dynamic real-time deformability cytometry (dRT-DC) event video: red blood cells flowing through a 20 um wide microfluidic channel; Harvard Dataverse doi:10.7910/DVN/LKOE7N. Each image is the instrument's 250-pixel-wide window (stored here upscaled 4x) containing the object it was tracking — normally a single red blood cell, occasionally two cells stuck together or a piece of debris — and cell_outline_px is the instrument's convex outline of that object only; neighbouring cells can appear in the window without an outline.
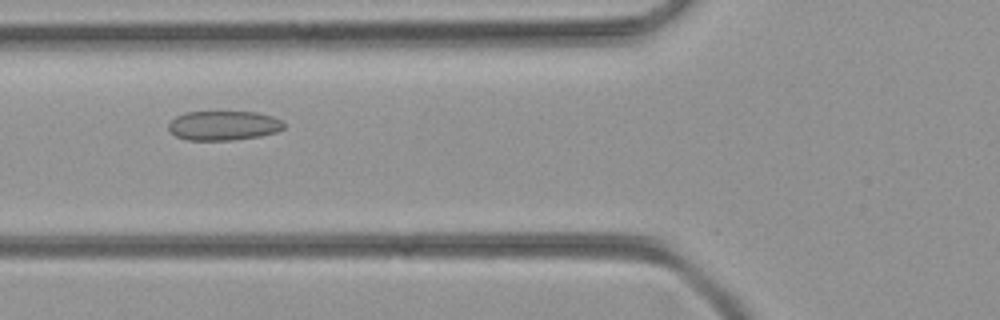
{"species": "common noctule bat (a hibernating species)", "species_latin": "Nyctalus noctula", "temperature_condition": "room temperature", "stored_images_in_passage": 34, "camera_frame_rate_fps": 3000, "um_per_image_px": 0.085, "animal": {"sex": "female", "body_mass_g": 21.9}, "frame": {"image": 1, "passage_image": 5, "time_ms": 1.333, "image_size_px": [1000, 320], "cell_outline_px": [[284, 128], [276, 132], [260, 136], [232, 140], [188, 140], [176, 136], [168, 128], [168, 124], [176, 116], [184, 112], [256, 112], [272, 116], [280, 120], [284, 124]], "centroid_in_image_um": [18.99, 10.67], "position_along_channel_um": 106.8, "area_um2": 19.71}}
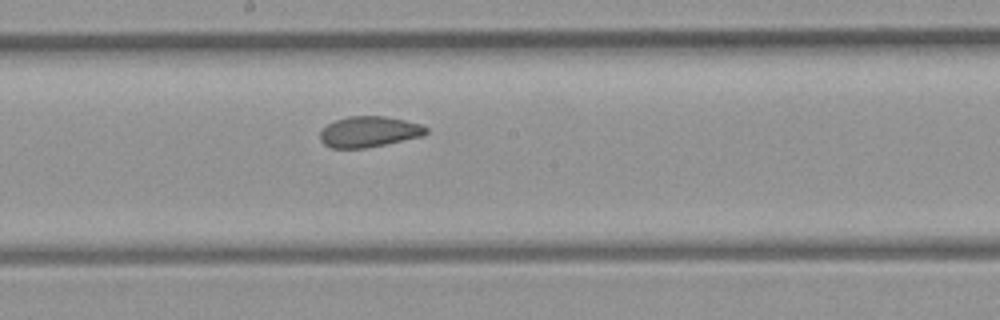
{"frame": {"image": 2, "passage_image": 13, "time_ms": 4.0, "image_size_px": [1000, 320], "cell_outline_px": [[428, 132], [424, 136], [364, 148], [332, 148], [324, 144], [320, 140], [320, 132], [328, 124], [336, 120], [348, 116], [384, 116], [404, 120], [420, 124], [428, 128]], "centroid_in_image_um": [31.38, 11.2], "position_along_channel_um": 216.8, "area_um2": 18.9}}
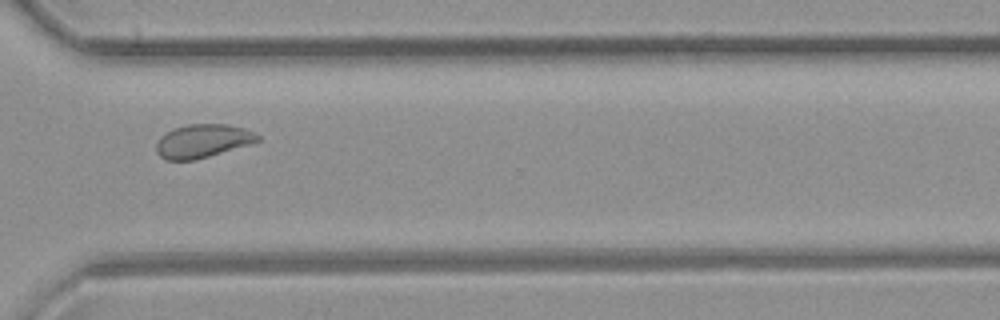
{"frame": {"image": 3, "passage_image": 23, "time_ms": 7.333, "image_size_px": [1000, 320], "cell_outline_px": [[260, 140], [252, 144], [196, 160], [168, 160], [160, 156], [156, 152], [156, 144], [160, 136], [172, 128], [188, 124], [228, 124], [244, 128], [260, 136]], "centroid_in_image_um": [17.22, 11.98], "position_along_channel_um": 353.4, "area_um2": 19.94}}